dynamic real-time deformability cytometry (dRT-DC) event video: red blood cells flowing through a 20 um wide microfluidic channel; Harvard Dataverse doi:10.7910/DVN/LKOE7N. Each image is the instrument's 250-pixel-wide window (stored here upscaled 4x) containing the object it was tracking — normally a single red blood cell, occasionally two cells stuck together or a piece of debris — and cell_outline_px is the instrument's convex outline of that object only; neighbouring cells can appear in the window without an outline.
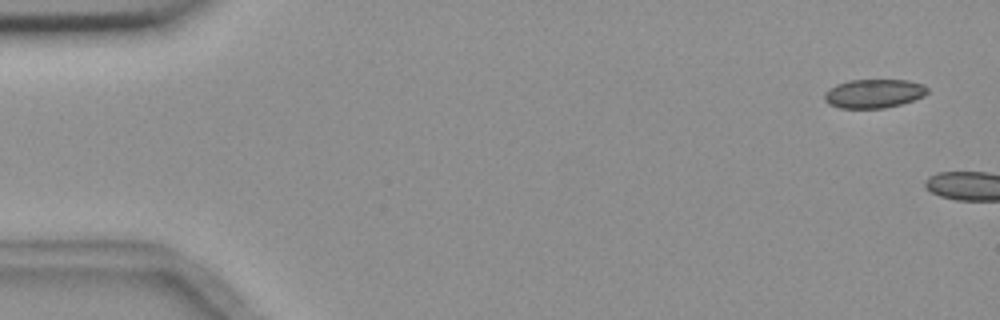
{"species": "common noctule bat (a hibernating species)", "species_latin": "Nyctalus noctula", "temperature_condition": "room temperature", "stored_images_in_passage": 2, "camera_frame_rate_fps": 3000, "um_per_image_px": 0.085, "animal": {"sex": "female", "body_mass_g": 18.4}, "frame": {"image": 1, "passage_image": 1, "time_ms": 0.0, "image_size_px": [1000, 320], "cell_outline_px": [[928, 92], [924, 96], [900, 104], [884, 108], [840, 108], [828, 104], [824, 100], [824, 92], [836, 84], [848, 80], [908, 80], [924, 84], [928, 88]], "centroid_in_image_um": [74.26, 7.94], "position_along_channel_um": 10.7, "area_um2": 17.4}}